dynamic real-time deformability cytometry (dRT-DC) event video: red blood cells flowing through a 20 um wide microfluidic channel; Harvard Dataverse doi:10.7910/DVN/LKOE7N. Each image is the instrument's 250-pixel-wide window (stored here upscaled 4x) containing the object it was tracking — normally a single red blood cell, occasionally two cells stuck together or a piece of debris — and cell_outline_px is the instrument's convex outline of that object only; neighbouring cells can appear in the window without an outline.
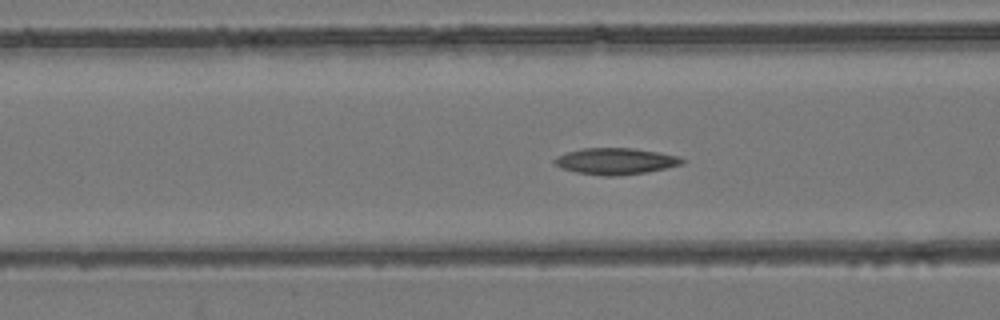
{"species": "common noctule bat (a hibernating species)", "species_latin": "Nyctalus noctula", "temperature_condition": "room temperature", "stored_images_in_passage": 40, "camera_frame_rate_fps": 3000, "um_per_image_px": 0.085, "animal": {"sex": "female", "body_mass_g": 24.6, "forearm_length_mm": 56.2}, "frame": {"image": 1, "passage_image": 15, "time_ms": 4.667, "image_size_px": [1000, 320], "cell_outline_px": [[684, 164], [648, 172], [616, 176], [604, 176], [576, 172], [564, 168], [556, 164], [552, 160], [556, 156], [568, 152], [584, 148], [632, 148], [660, 152], [680, 156], [684, 160]], "centroid_in_image_um": [52.37, 13.7], "position_along_channel_um": 114.2, "area_um2": 19.65}}
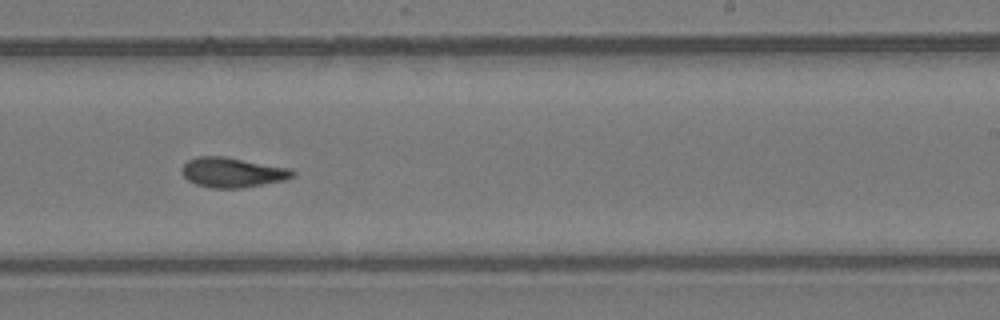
{"frame": {"image": 2, "passage_image": 27, "time_ms": 8.667, "image_size_px": [1000, 320], "cell_outline_px": [[296, 172], [292, 176], [284, 180], [240, 188], [212, 188], [196, 184], [188, 180], [184, 176], [184, 164], [188, 160], [196, 156], [224, 156], [292, 168]], "centroid_in_image_um": [19.78, 14.64], "position_along_channel_um": 269.2, "area_um2": 19.13}}
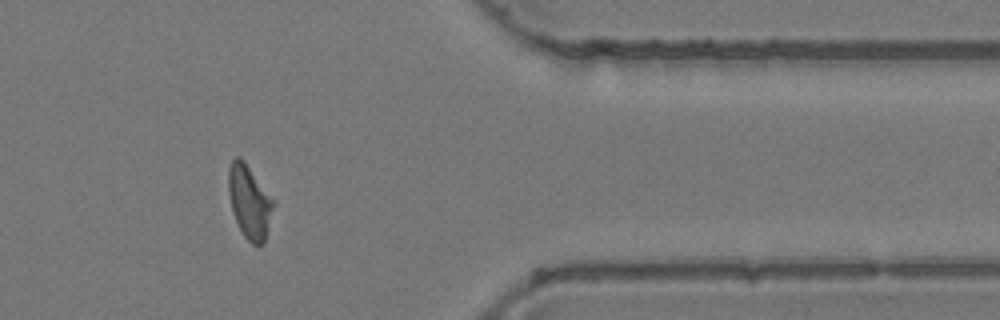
{"frame": {"image": 3, "passage_image": 38, "time_ms": 12.333, "image_size_px": [1000, 320], "cell_outline_px": [[276, 204], [264, 244], [252, 244], [244, 236], [232, 212], [228, 192], [228, 168], [232, 160], [236, 156], [240, 156], [244, 160], [276, 200]], "centroid_in_image_um": [21.24, 17.13], "position_along_channel_um": 390.2, "area_um2": 19.71}, "authors_computed_cell_mechanics": {"area_um2": 19.1607, "velocity_mm_per_s": 3.8796, "shape_relaxation_time_tau1_ms": null, "shape_relaxation_time_tau2_ms": 4.04, "deformation_change_tau1": null, "deformation_change_tau2": 0.1219}}